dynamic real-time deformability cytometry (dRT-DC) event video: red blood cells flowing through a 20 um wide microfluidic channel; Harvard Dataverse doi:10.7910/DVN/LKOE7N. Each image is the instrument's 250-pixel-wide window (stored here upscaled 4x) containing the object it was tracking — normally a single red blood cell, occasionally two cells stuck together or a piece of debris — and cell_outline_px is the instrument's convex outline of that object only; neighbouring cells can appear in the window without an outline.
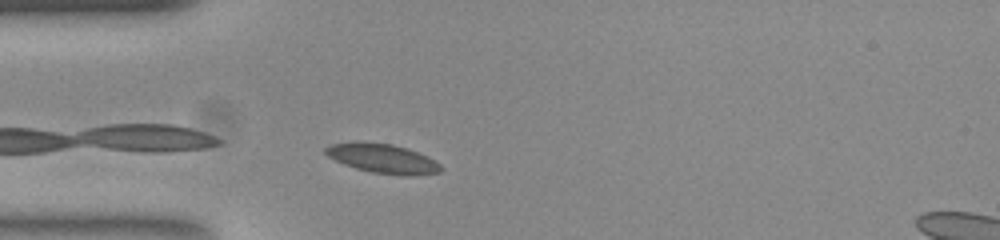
{"species": "common noctule bat (a hibernating species)", "species_latin": "Nyctalus noctula", "temperature_condition": "room temperature", "stored_images_in_passage": 19, "camera_frame_rate_fps": 3000, "um_per_image_px": 0.085, "animal": {"sex": "female", "body_mass_g": 23.0, "forearm_length_mm": 53.4}, "frame": {"image": 1, "passage_image": 1, "time_ms": 0.0, "image_size_px": [1000, 240], "cell_outline_px": [[444, 168], [440, 172], [412, 176], [400, 176], [372, 172], [356, 168], [344, 164], [328, 156], [324, 152], [324, 148], [332, 144], [392, 144], [408, 148], [440, 164]], "centroid_in_image_um": [32.59, 13.53], "position_along_channel_um": 52.4, "area_um2": 18.96}}
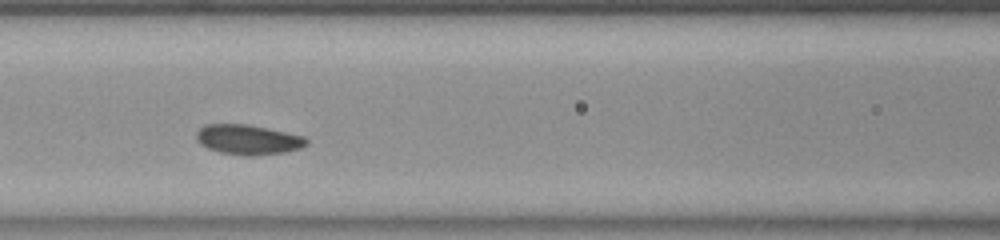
{"frame": {"image": 2, "passage_image": 9, "time_ms": 2.667, "image_size_px": [1000, 240], "cell_outline_px": [[308, 144], [300, 148], [288, 152], [252, 156], [248, 156], [220, 152], [208, 148], [200, 144], [196, 140], [196, 132], [204, 124], [248, 124], [304, 136], [308, 140]], "centroid_in_image_um": [21.08, 11.87], "position_along_channel_um": 145.5, "area_um2": 19.31}}
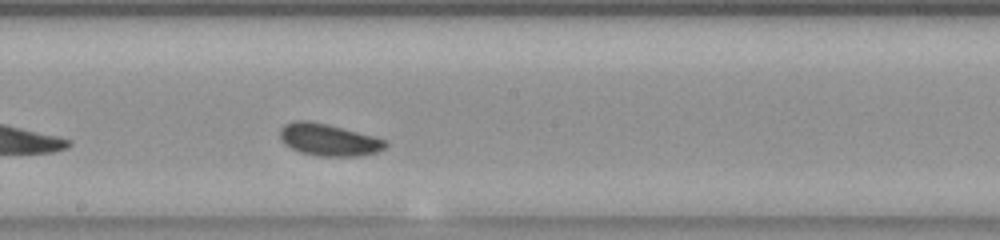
{"frame": {"image": 3, "passage_image": 15, "time_ms": 4.667, "image_size_px": [1000, 240], "cell_outline_px": [[388, 144], [384, 148], [376, 152], [356, 156], [320, 156], [300, 152], [284, 144], [280, 140], [280, 128], [284, 124], [292, 120], [308, 120], [328, 124], [388, 140]], "centroid_in_image_um": [27.9, 11.87], "position_along_channel_um": 220.3, "area_um2": 19.77}}